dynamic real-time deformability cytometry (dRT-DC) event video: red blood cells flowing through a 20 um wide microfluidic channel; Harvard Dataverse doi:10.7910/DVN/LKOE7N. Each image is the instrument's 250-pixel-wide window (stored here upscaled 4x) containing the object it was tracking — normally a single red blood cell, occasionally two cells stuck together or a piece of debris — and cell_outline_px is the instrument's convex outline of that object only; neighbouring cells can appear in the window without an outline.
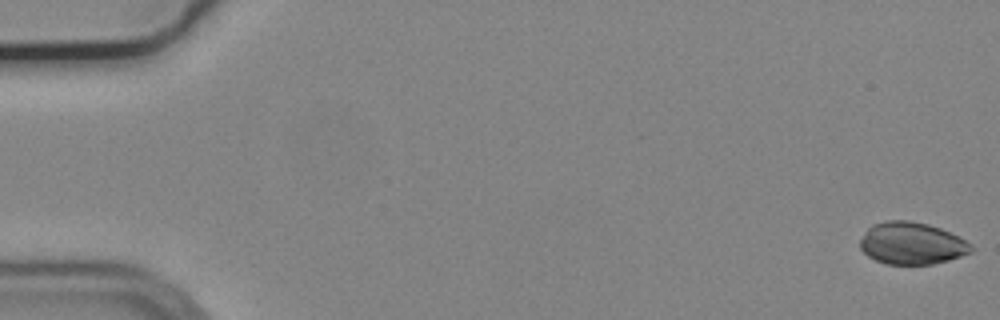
{"species": "common noctule bat (a hibernating species)", "species_latin": "Nyctalus noctula", "temperature_condition": "cold", "stored_images_in_passage": 49, "camera_frame_rate_fps": 3000, "um_per_image_px": 0.085, "animal": {"sex": "male", "body_mass_g": 19.2, "forearm_length_mm": 51.8}, "frame": {"image": 1, "passage_image": 1, "time_ms": 0.0, "image_size_px": [1000, 320], "cell_outline_px": [[972, 252], [948, 260], [932, 264], [888, 264], [876, 260], [868, 256], [860, 248], [860, 240], [864, 232], [872, 224], [888, 220], [908, 220], [928, 224], [940, 228], [972, 244]], "centroid_in_image_um": [77.47, 20.68], "position_along_channel_um": 7.5, "area_um2": 27.11}}
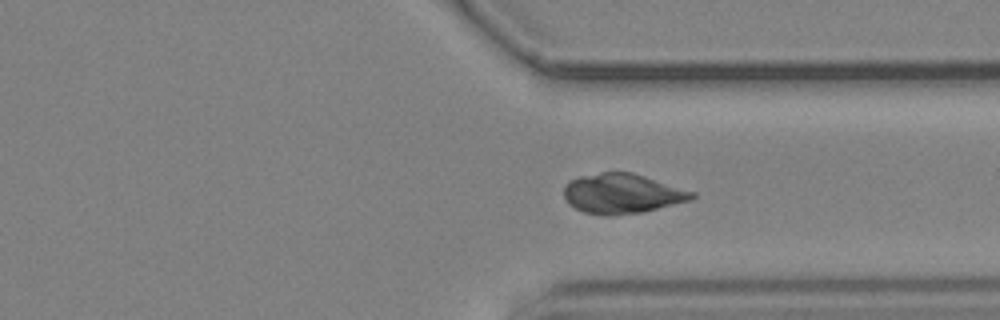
{"frame": {"image": 2, "passage_image": 42, "time_ms": 13.667, "image_size_px": [1000, 320], "cell_outline_px": [[696, 196], [692, 200], [644, 212], [608, 216], [604, 216], [584, 212], [568, 204], [564, 200], [564, 188], [568, 180], [580, 176], [600, 172], [632, 172], [696, 192]], "centroid_in_image_um": [52.88, 16.46], "position_along_channel_um": 358.5, "area_um2": 30.06}}
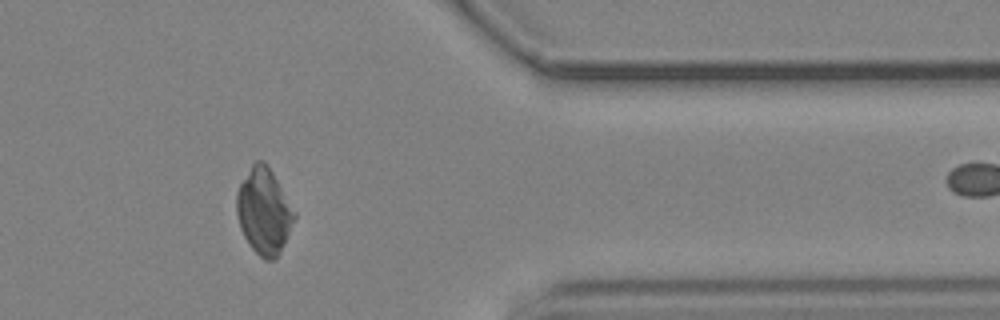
{"frame": {"image": 3, "passage_image": 46, "time_ms": 15.0, "image_size_px": [1000, 320], "cell_outline_px": [[296, 216], [280, 252], [276, 260], [264, 260], [248, 244], [240, 228], [236, 212], [236, 192], [240, 184], [252, 164], [256, 160], [264, 160], [272, 172], [296, 212]], "centroid_in_image_um": [22.42, 17.96], "position_along_channel_um": 389.0, "area_um2": 28.78}, "authors_computed_cell_mechanics": {"area_um2": 29.1312, "velocity_mm_per_s": 3.6939, "shape_relaxation_time_tau1_ms": null, "shape_relaxation_time_tau2_ms": 1.6496, "deformation_change_tau1": null, "deformation_change_tau2": 0.0488}}